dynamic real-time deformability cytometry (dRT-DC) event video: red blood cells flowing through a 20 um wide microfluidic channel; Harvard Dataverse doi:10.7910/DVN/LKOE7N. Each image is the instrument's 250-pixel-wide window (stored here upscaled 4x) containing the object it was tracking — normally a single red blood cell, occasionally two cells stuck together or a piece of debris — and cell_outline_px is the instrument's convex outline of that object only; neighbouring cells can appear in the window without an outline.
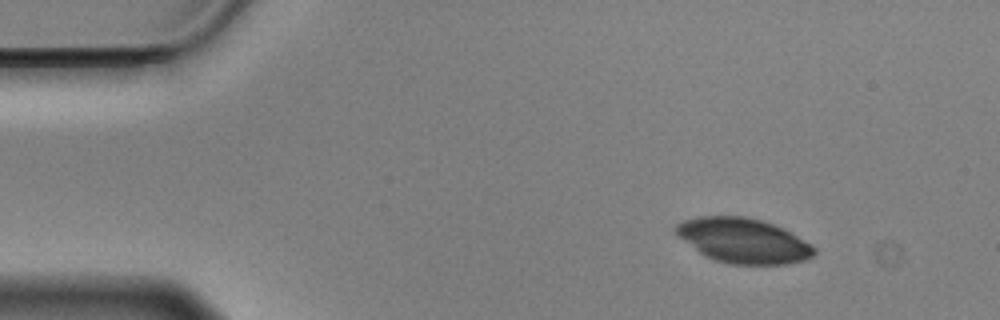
{"species": "Egyptian fruit bat (a non-hibernating species)", "species_latin": "Rousettus aegyptiacus", "temperature_condition": "cold", "stored_images_in_passage": 14, "camera_frame_rate_fps": 3000, "um_per_image_px": 0.085, "animal": {"sex": "male"}, "frame": {"image": 1, "passage_image": 1, "time_ms": 0.0, "image_size_px": [1000, 320], "cell_outline_px": [[816, 252], [812, 256], [804, 260], [788, 264], [728, 264], [704, 256], [684, 240], [672, 228], [676, 224], [684, 220], [700, 216], [744, 216], [760, 220], [772, 224], [812, 244], [816, 248]], "centroid_in_image_um": [63.17, 20.46], "position_along_channel_um": 21.8, "area_um2": 35.78}}